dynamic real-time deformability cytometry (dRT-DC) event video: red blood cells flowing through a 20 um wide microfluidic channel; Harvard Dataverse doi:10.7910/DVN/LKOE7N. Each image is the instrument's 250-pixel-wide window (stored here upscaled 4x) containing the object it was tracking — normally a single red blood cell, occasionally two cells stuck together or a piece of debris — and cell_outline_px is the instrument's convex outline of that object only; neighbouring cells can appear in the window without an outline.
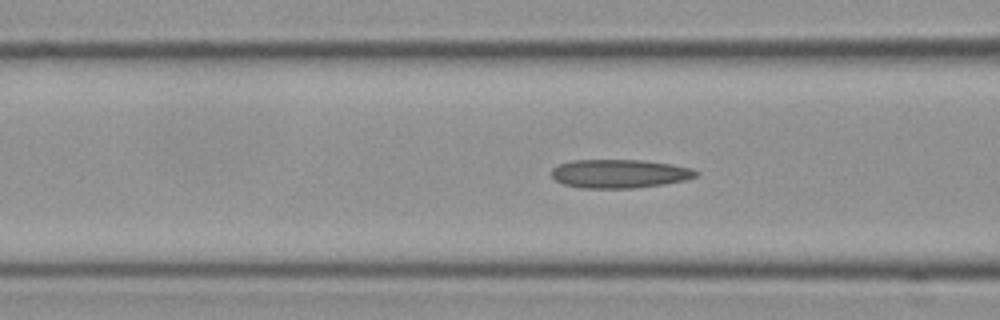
{"species": "Egyptian fruit bat (a non-hibernating species)", "species_latin": "Rousettus aegyptiacus", "temperature_condition": "cold", "stored_images_in_passage": 48, "camera_frame_rate_fps": 3000, "um_per_image_px": 0.085, "frame": {"image": 1, "passage_image": 23, "time_ms": 7.333, "image_size_px": [1000, 320], "cell_outline_px": [[700, 172], [696, 176], [684, 180], [664, 184], [636, 188], [580, 188], [564, 184], [556, 180], [552, 176], [552, 168], [556, 164], [572, 160], [644, 160], [672, 164], [692, 168]], "centroid_in_image_um": [52.65, 14.76], "position_along_channel_um": 113.9, "area_um2": 24.28}}
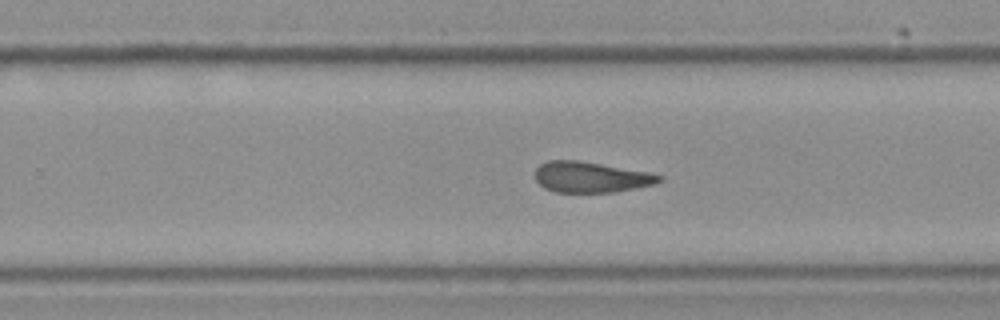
{"frame": {"image": 2, "passage_image": 37, "time_ms": 12.0, "image_size_px": [1000, 320], "cell_outline_px": [[664, 180], [656, 184], [636, 188], [612, 192], [556, 192], [544, 188], [536, 180], [536, 168], [540, 164], [548, 160], [576, 160], [648, 172], [664, 176]], "centroid_in_image_um": [50.24, 15.06], "position_along_channel_um": 279.6, "area_um2": 22.14}}
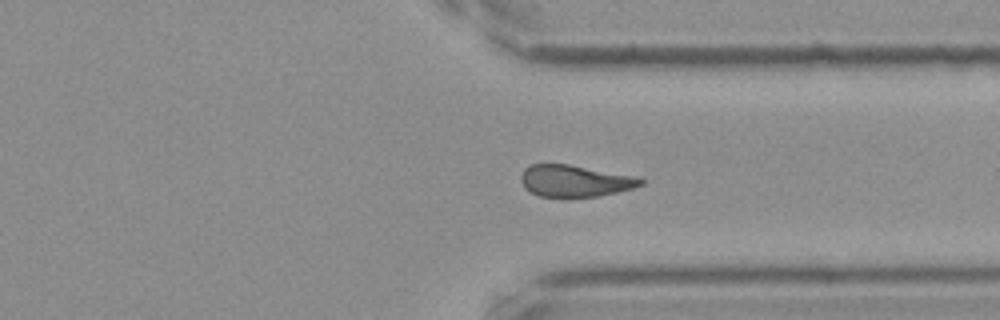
{"frame": {"image": 3, "passage_image": 44, "time_ms": 14.333, "image_size_px": [1000, 320], "cell_outline_px": [[644, 184], [632, 188], [600, 196], [540, 196], [524, 188], [520, 180], [520, 176], [524, 168], [532, 164], [568, 164], [640, 176], [644, 180]], "centroid_in_image_um": [48.9, 15.35], "position_along_channel_um": 362.5, "area_um2": 22.2}, "authors_computed_cell_mechanics": {"area_um2": 23.5824, "velocity_mm_per_s": 3.5422, "shape_relaxation_time_tau1_ms": null, "shape_relaxation_time_tau2_ms": 3.2605, "deformation_change_tau1": null, "deformation_change_tau2": 0.1059}}